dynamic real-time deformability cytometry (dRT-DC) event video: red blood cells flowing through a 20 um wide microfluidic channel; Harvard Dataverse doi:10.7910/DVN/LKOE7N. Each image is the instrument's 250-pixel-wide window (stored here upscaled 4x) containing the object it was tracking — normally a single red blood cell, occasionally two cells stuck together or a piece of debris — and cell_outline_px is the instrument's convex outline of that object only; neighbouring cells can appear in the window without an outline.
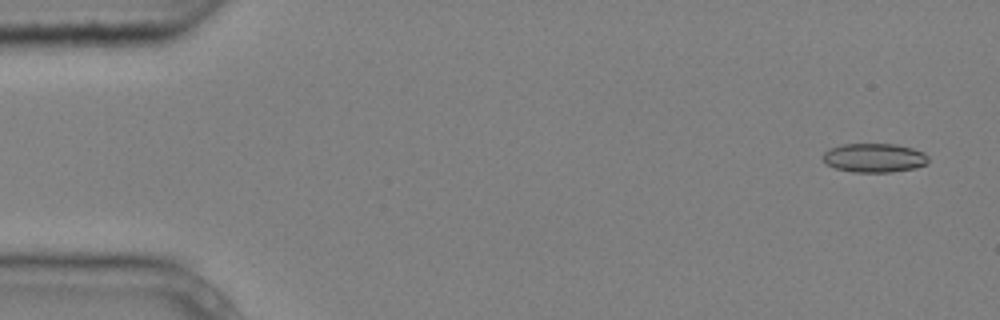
{"species": "common noctule bat (a hibernating species)", "species_latin": "Nyctalus noctula", "temperature_condition": "cold", "stored_images_in_passage": 5, "camera_frame_rate_fps": 3000, "um_per_image_px": 0.085, "animal": {"sex": "male", "body_mass_g": 20.4}, "frame": {"image": 1, "passage_image": 1, "time_ms": 0.0, "image_size_px": [1000, 320], "cell_outline_px": [[928, 164], [916, 168], [892, 172], [852, 172], [836, 168], [824, 164], [820, 156], [824, 152], [840, 144], [896, 144], [912, 148], [924, 152], [928, 156]], "centroid_in_image_um": [74.3, 13.42], "position_along_channel_um": 10.7, "area_um2": 18.09}}
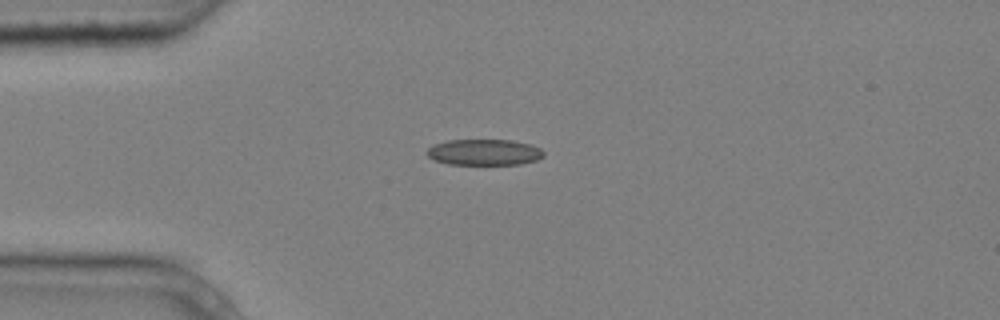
{"frame": {"image": 2, "passage_image": 3, "time_ms": 0.667, "image_size_px": [1000, 320], "cell_outline_px": [[544, 156], [536, 160], [520, 164], [448, 164], [436, 160], [428, 156], [424, 152], [432, 144], [448, 140], [512, 140], [532, 144], [540, 148], [544, 152]], "centroid_in_image_um": [41.15, 12.93], "position_along_channel_um": 43.8, "area_um2": 17.8}}
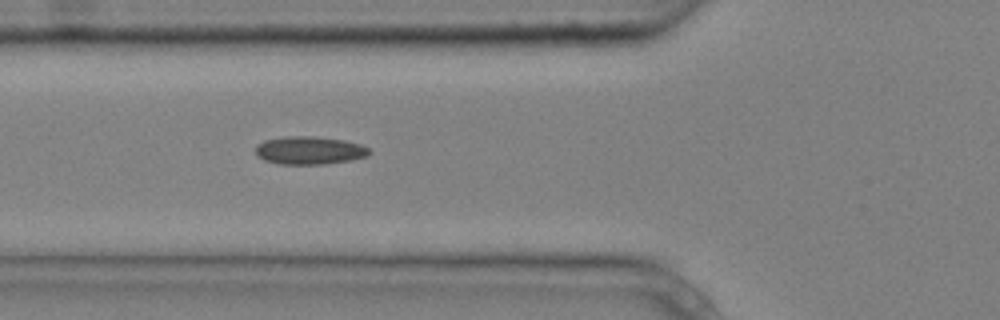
{"frame": {"image": 3, "passage_image": 5, "time_ms": 1.333, "image_size_px": [1000, 320], "cell_outline_px": [[372, 152], [368, 156], [352, 160], [320, 164], [280, 164], [264, 160], [256, 156], [256, 144], [264, 140], [284, 136], [312, 136], [344, 140], [360, 144], [368, 148]], "centroid_in_image_um": [26.29, 12.78], "position_along_channel_um": 99.5, "area_um2": 18.67}}